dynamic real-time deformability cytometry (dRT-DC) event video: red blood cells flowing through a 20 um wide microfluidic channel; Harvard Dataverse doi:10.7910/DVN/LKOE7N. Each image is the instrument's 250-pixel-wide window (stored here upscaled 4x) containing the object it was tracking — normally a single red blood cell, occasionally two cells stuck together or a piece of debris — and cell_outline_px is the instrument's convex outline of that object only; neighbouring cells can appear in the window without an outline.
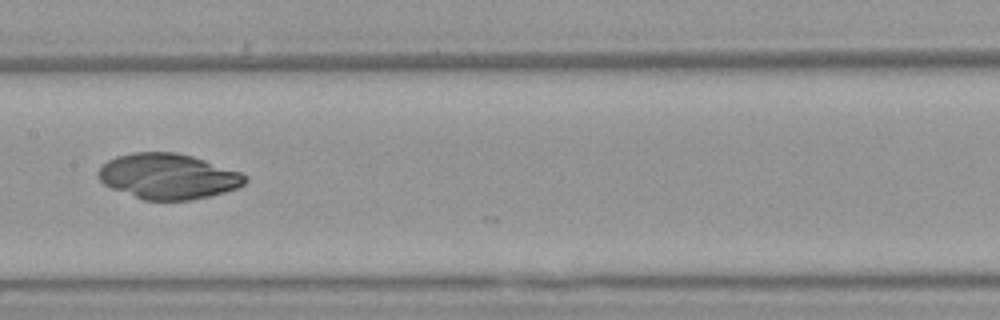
{"species": "Egyptian fruit bat (a non-hibernating species)", "species_latin": "Rousettus aegyptiacus", "temperature_condition": "warm", "stored_images_in_passage": 26, "camera_frame_rate_fps": 3000, "um_per_image_px": 0.085, "animal": {"sex": "female"}, "frame": {"image": 1, "passage_image": 19, "time_ms": 6.0, "image_size_px": [1000, 320], "cell_outline_px": [[248, 180], [244, 184], [236, 188], [224, 192], [208, 196], [188, 200], [144, 200], [112, 188], [104, 184], [96, 176], [96, 172], [108, 160], [116, 156], [132, 152], [176, 152], [192, 156], [240, 172], [248, 176]], "centroid_in_image_um": [14.26, 14.98], "position_along_channel_um": 193.1, "area_um2": 38.73}}